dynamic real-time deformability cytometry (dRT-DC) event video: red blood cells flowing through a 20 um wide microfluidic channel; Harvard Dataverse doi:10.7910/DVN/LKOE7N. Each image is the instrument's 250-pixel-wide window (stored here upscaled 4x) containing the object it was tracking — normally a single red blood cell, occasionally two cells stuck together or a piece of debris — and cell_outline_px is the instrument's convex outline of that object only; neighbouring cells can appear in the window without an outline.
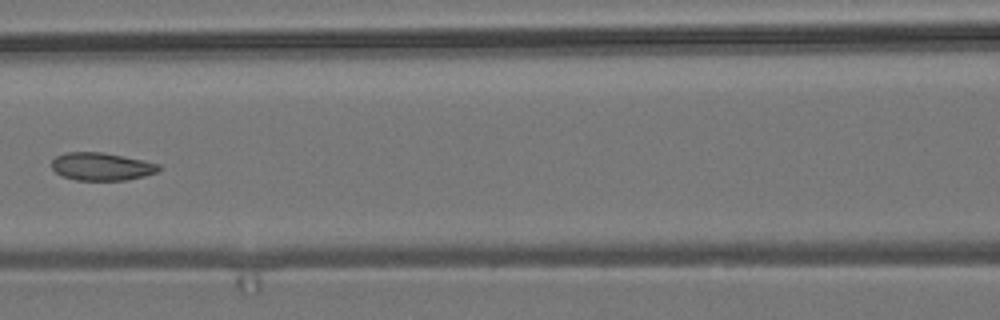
{"species": "common noctule bat (a hibernating species)", "species_latin": "Nyctalus noctula", "temperature_condition": "room temperature", "stored_images_in_passage": 9, "camera_frame_rate_fps": 3000, "um_per_image_px": 0.085, "animal": {"sex": "male", "body_mass_g": 19.2, "forearm_length_mm": 51.8}, "frame": {"image": 1, "passage_image": 7, "time_ms": 7.0, "image_size_px": [1000, 320], "cell_outline_px": [[160, 168], [156, 172], [144, 176], [128, 180], [76, 180], [60, 176], [52, 168], [52, 160], [56, 156], [64, 152], [100, 152], [144, 160], [160, 164]], "centroid_in_image_um": [8.61, 14.16], "position_along_channel_um": 158.0, "area_um2": 17.4}}
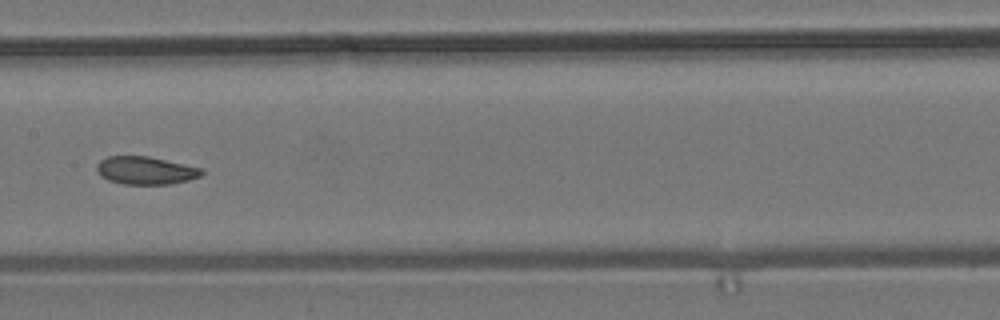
{"frame": {"image": 2, "passage_image": 8, "time_ms": 8.0, "image_size_px": [1000, 320], "cell_outline_px": [[204, 172], [200, 176], [188, 180], [172, 184], [124, 184], [108, 180], [100, 176], [96, 168], [96, 164], [100, 160], [108, 156], [148, 156], [204, 168]], "centroid_in_image_um": [12.38, 14.48], "position_along_channel_um": 195.0, "area_um2": 17.17}}
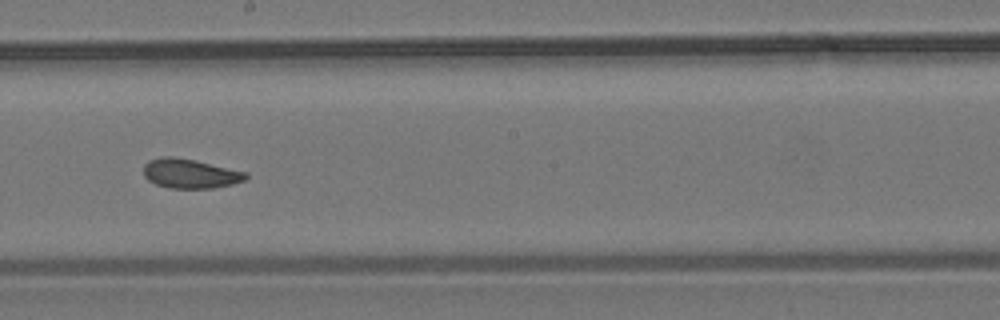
{"frame": {"image": 3, "passage_image": 9, "time_ms": 9.0, "image_size_px": [1000, 320], "cell_outline_px": [[248, 176], [244, 180], [232, 184], [216, 188], [168, 188], [156, 184], [148, 180], [144, 176], [144, 164], [148, 160], [164, 156], [172, 156], [196, 160], [248, 172]], "centroid_in_image_um": [16.16, 14.75], "position_along_channel_um": 232.0, "area_um2": 17.69}}